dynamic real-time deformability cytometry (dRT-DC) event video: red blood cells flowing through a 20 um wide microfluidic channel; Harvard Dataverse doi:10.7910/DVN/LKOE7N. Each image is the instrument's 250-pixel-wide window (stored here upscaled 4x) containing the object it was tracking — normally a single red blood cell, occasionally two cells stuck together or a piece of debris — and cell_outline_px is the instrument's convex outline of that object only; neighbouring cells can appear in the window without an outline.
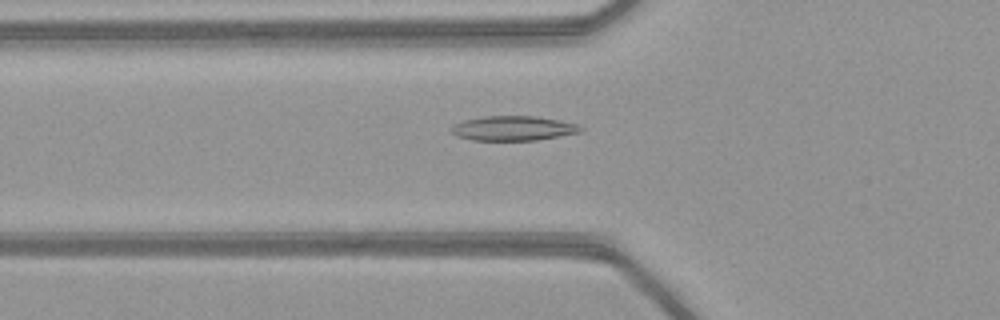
{"species": "common noctule bat (a hibernating species)", "species_latin": "Nyctalus noctula", "temperature_condition": "warm", "stored_images_in_passage": 45, "camera_frame_rate_fps": 3000, "um_per_image_px": 0.085, "animal": {"sex": "female", "body_mass_g": 21.9}, "frame": {"image": 1, "passage_image": 13, "time_ms": 4.0, "image_size_px": [1000, 320], "cell_outline_px": [[584, 128], [580, 132], [560, 136], [536, 140], [472, 140], [456, 136], [448, 128], [452, 124], [464, 120], [484, 116], [532, 116], [560, 120], [576, 124]], "centroid_in_image_um": [43.58, 10.9], "position_along_channel_um": 82.2, "area_um2": 18.61}}
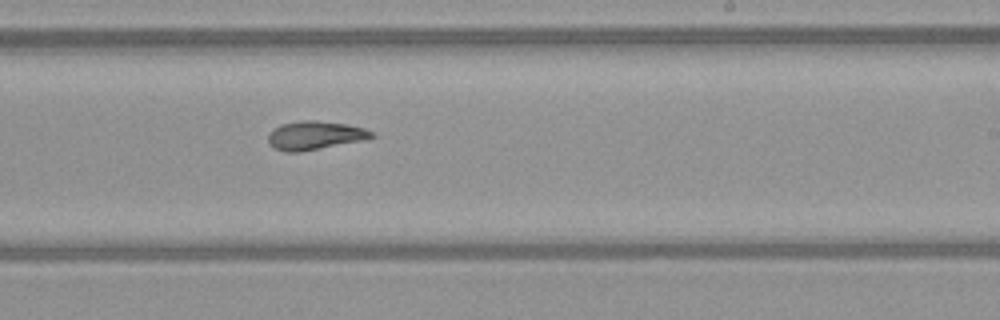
{"frame": {"image": 2, "passage_image": 26, "time_ms": 8.333, "image_size_px": [1000, 320], "cell_outline_px": [[376, 136], [360, 140], [300, 152], [284, 152], [272, 148], [268, 144], [268, 132], [272, 128], [280, 124], [304, 120], [316, 120], [344, 124], [364, 128], [372, 132]], "centroid_in_image_um": [26.66, 11.51], "position_along_channel_um": 262.3, "area_um2": 17.17}}
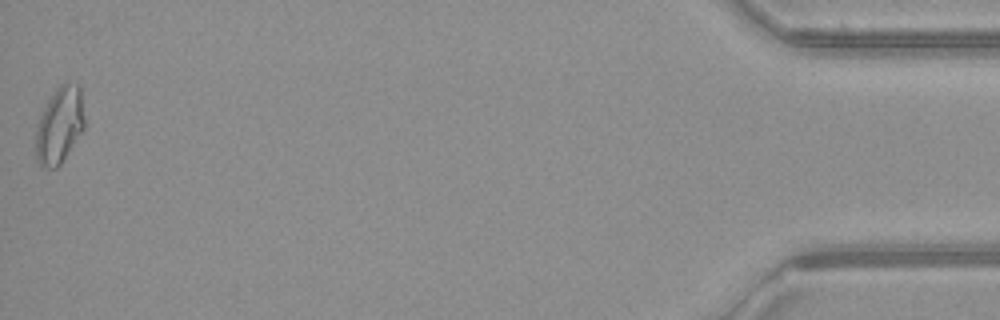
{"frame": {"image": 3, "passage_image": 45, "time_ms": 14.667, "image_size_px": [1000, 320], "cell_outline_px": [[84, 128], [60, 164], [56, 168], [40, 168], [36, 160], [36, 132], [40, 116], [48, 100], [56, 88], [64, 80], [68, 80], [80, 84], [84, 116]], "centroid_in_image_um": [5.06, 10.61], "position_along_channel_um": 430.1, "area_um2": 21.85}, "authors_computed_cell_mechanics": {"area_um2": 17.8024, "velocity_mm_per_s": 4.1263, "shape_relaxation_time_tau1_ms": null, "shape_relaxation_time_tau2_ms": 3.2683, "deformation_change_tau1": null, "deformation_change_tau2": 0.0939}}